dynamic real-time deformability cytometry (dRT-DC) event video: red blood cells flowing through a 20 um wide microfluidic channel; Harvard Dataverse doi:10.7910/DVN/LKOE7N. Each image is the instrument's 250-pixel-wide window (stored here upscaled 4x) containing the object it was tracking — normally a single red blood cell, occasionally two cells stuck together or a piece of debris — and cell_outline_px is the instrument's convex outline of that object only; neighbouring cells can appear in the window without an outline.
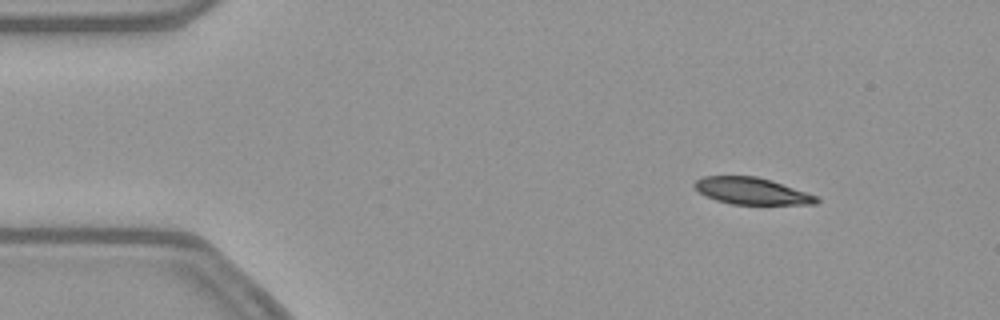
{"species": "common noctule bat (a hibernating species)", "species_latin": "Nyctalus noctula", "temperature_condition": "warm", "stored_images_in_passage": 48, "camera_frame_rate_fps": 3000, "um_per_image_px": 0.085, "animal": {"sex": "female", "body_mass_g": 21.9}, "frame": {"image": 1, "passage_image": 2, "time_ms": 0.333, "image_size_px": [1000, 320], "cell_outline_px": [[820, 200], [816, 204], [732, 204], [716, 200], [700, 192], [692, 184], [696, 180], [704, 176], [756, 176], [772, 180], [820, 196]], "centroid_in_image_um": [63.96, 16.23], "position_along_channel_um": 21.0, "area_um2": 19.07}}
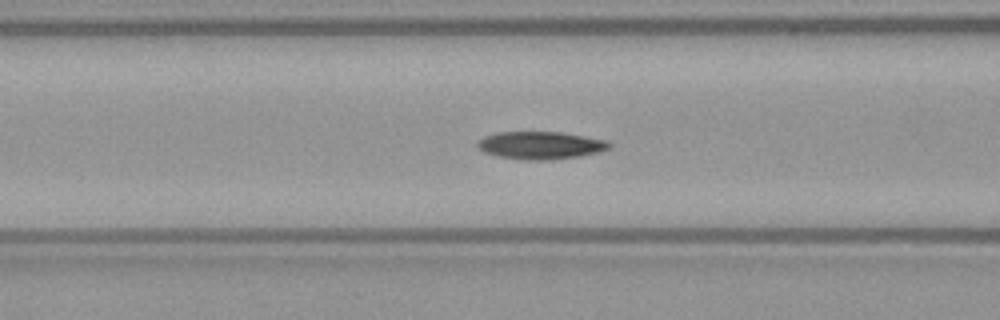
{"frame": {"image": 2, "passage_image": 16, "time_ms": 5.0, "image_size_px": [1000, 320], "cell_outline_px": [[612, 148], [580, 156], [552, 160], [524, 160], [496, 156], [484, 152], [476, 148], [476, 140], [484, 136], [496, 132], [560, 132], [608, 140], [612, 144]], "centroid_in_image_um": [45.91, 12.35], "position_along_channel_um": 120.7, "area_um2": 21.56}}
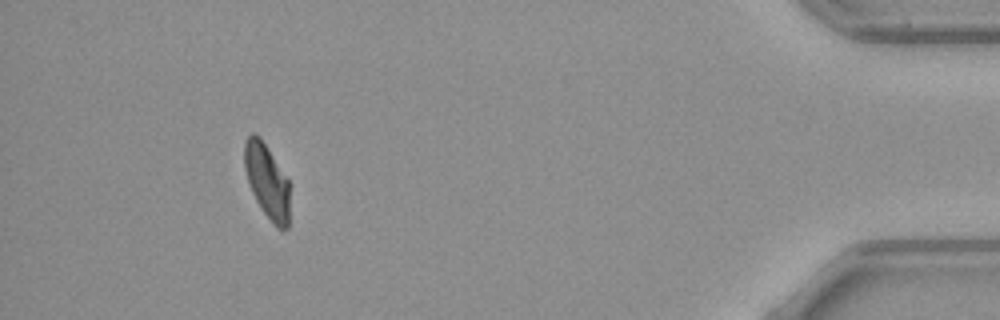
{"frame": {"image": 3, "passage_image": 44, "time_ms": 14.333, "image_size_px": [1000, 320], "cell_outline_px": [[288, 228], [276, 228], [264, 212], [256, 200], [252, 192], [244, 168], [244, 140], [252, 132], [260, 136], [288, 180]], "centroid_in_image_um": [22.66, 15.36], "position_along_channel_um": 412.5, "area_um2": 19.25}, "authors_computed_cell_mechanics": {"area_um2": 20.7502, "velocity_mm_per_s": 3.8615, "shape_relaxation_time_tau1_ms": 3.4987, "shape_relaxation_time_tau2_ms": 2.7148, "deformation_change_tau1": 0.1527, "deformation_change_tau2": 0.0789}}